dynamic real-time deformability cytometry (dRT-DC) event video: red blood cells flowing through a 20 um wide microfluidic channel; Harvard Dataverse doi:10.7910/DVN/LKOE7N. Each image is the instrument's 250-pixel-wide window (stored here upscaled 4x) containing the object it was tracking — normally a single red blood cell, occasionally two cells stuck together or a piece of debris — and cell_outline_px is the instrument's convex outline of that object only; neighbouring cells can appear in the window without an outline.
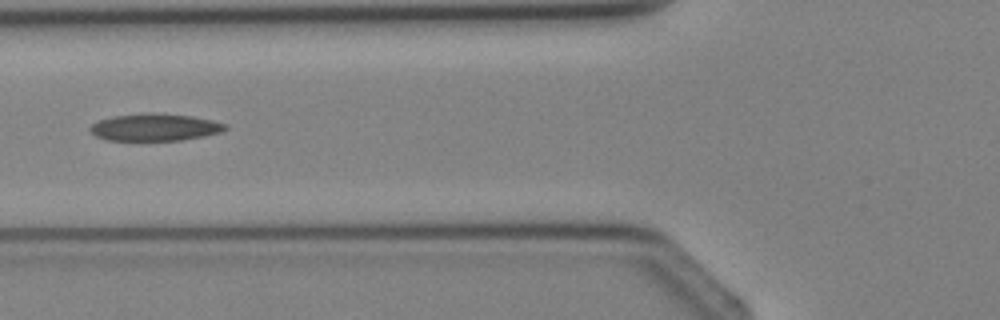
{"species": "Egyptian fruit bat (a non-hibernating species)", "species_latin": "Rousettus aegyptiacus", "temperature_condition": "cold", "stored_images_in_passage": 4, "camera_frame_rate_fps": 3000, "um_per_image_px": 0.085, "animal": {"sex": "female"}, "frame": {"image": 1, "passage_image": 4, "time_ms": 3.667, "image_size_px": [1000, 320], "cell_outline_px": [[228, 128], [220, 132], [204, 136], [180, 140], [108, 140], [96, 136], [88, 128], [92, 124], [100, 120], [112, 116], [148, 112], [152, 112], [192, 116], [212, 120], [228, 124]], "centroid_in_image_um": [13.18, 10.8], "position_along_channel_um": 112.6, "area_um2": 21.44}}